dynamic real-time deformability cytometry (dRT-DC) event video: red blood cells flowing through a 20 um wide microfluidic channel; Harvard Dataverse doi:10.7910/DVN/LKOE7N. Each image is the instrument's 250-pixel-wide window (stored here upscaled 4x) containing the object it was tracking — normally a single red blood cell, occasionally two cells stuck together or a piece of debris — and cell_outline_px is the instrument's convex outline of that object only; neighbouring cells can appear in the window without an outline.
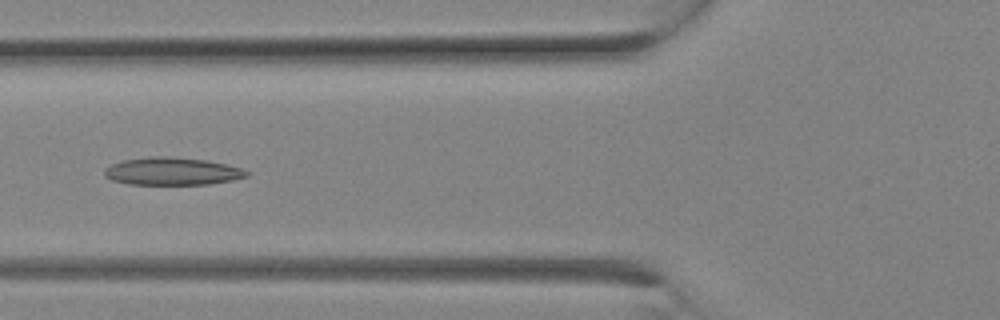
{"species": "Egyptian fruit bat (a non-hibernating species)", "species_latin": "Rousettus aegyptiacus", "temperature_condition": "room temperature", "stored_images_in_passage": 11, "camera_frame_rate_fps": 3000, "um_per_image_px": 0.085, "animal": {"sex": "female"}, "frame": {"image": 1, "passage_image": 10, "time_ms": 3.0, "image_size_px": [1000, 320], "cell_outline_px": [[248, 176], [232, 180], [208, 184], [128, 184], [112, 180], [104, 176], [104, 168], [112, 164], [124, 160], [148, 156], [168, 156], [208, 160], [228, 164], [240, 168], [248, 172]], "centroid_in_image_um": [14.62, 14.55], "position_along_channel_um": 111.2, "area_um2": 22.95}}